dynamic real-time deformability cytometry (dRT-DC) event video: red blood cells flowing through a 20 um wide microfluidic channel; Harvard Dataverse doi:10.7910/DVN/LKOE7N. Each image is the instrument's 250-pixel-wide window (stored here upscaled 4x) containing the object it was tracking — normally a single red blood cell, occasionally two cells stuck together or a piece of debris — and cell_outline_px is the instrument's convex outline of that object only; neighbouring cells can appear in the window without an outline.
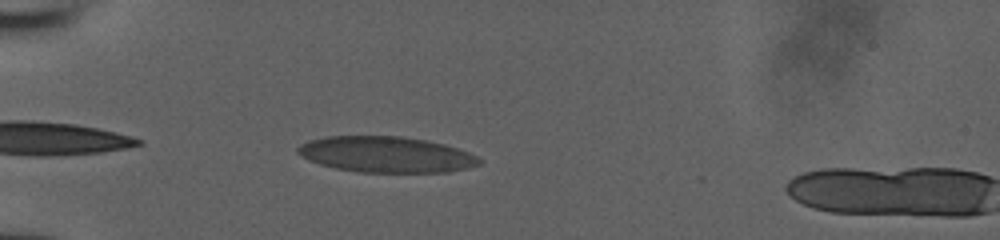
{"species": "human", "species_latin": "Homo sapiens", "temperature_condition": "room temperature", "stored_images_in_passage": 5, "camera_frame_rate_fps": 3000, "um_per_image_px": 0.085, "donor": {"sex": "male"}, "frame": {"image": 1, "passage_image": 3, "time_ms": 0.667, "image_size_px": [1000, 240], "cell_outline_px": [[480, 164], [468, 168], [448, 172], [360, 172], [336, 168], [320, 164], [296, 152], [296, 148], [300, 144], [308, 140], [324, 136], [400, 136], [424, 140], [444, 144], [468, 152], [476, 156], [480, 160]], "centroid_in_image_um": [32.81, 13.12], "position_along_channel_um": 52.2, "area_um2": 37.74}}